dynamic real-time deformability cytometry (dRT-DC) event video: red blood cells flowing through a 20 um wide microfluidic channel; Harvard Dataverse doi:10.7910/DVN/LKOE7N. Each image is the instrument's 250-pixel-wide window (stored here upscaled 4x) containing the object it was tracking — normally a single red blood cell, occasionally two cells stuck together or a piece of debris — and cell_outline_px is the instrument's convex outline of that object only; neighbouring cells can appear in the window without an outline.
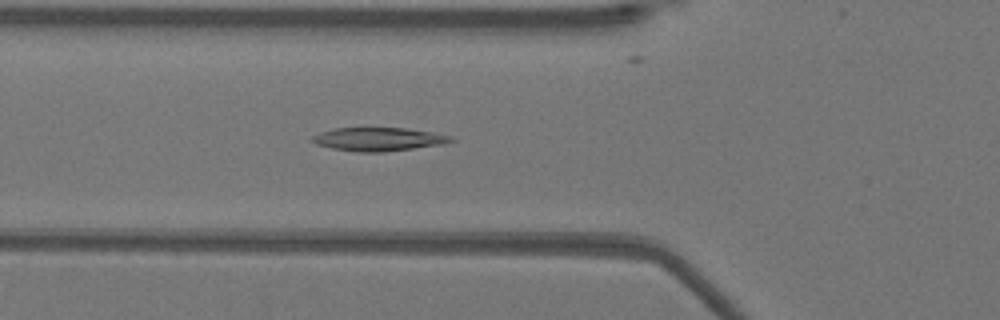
{"species": "Egyptian fruit bat (a non-hibernating species)", "species_latin": "Rousettus aegyptiacus", "temperature_condition": "warm", "stored_images_in_passage": 44, "camera_frame_rate_fps": 3000, "um_per_image_px": 0.085, "animal": {"sex": "female"}, "frame": {"image": 1, "passage_image": 11, "time_ms": 3.333, "image_size_px": [1000, 320], "cell_outline_px": [[456, 140], [444, 144], [384, 152], [356, 152], [332, 148], [316, 144], [308, 140], [312, 136], [320, 132], [332, 128], [408, 128], [432, 132], [452, 136]], "centroid_in_image_um": [32.16, 11.83], "position_along_channel_um": 93.6, "area_um2": 19.13}}
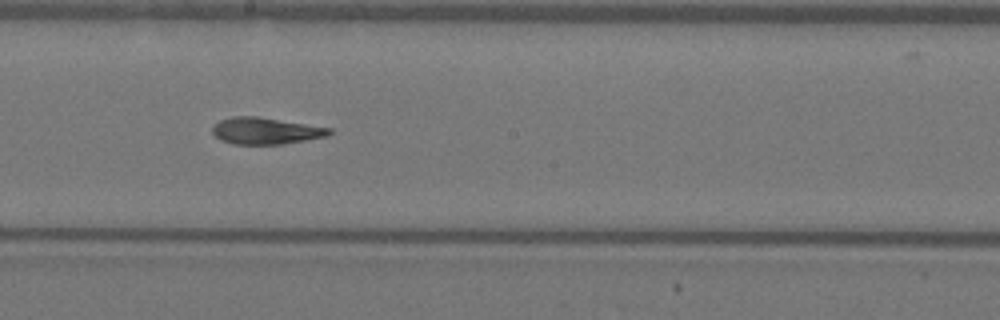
{"frame": {"image": 2, "passage_image": 21, "time_ms": 6.667, "image_size_px": [1000, 320], "cell_outline_px": [[332, 132], [328, 136], [280, 144], [232, 144], [220, 140], [212, 132], [212, 124], [220, 120], [232, 116], [256, 116], [332, 128]], "centroid_in_image_um": [22.54, 11.12], "position_along_channel_um": 225.7, "area_um2": 18.15}}
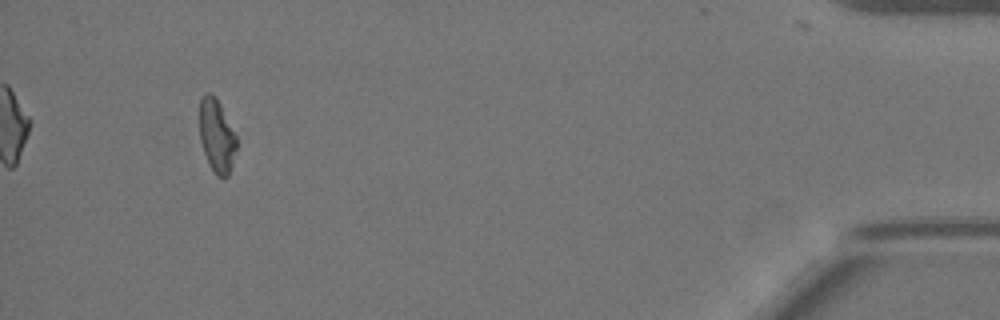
{"frame": {"image": 3, "passage_image": 41, "time_ms": 13.333, "image_size_px": [1000, 320], "cell_outline_px": [[236, 148], [232, 168], [228, 176], [224, 180], [216, 176], [208, 164], [200, 140], [200, 100], [204, 92], [212, 92], [216, 96], [236, 136]], "centroid_in_image_um": [18.42, 11.57], "position_along_channel_um": 416.8, "area_um2": 16.01}, "authors_computed_cell_mechanics": {"area_um2": 18.5827, "velocity_mm_per_s": 3.9442, "shape_relaxation_time_tau1_ms": null, "shape_relaxation_time_tau2_ms": 4.6105, "deformation_change_tau1": null, "deformation_change_tau2": 0.1292}}